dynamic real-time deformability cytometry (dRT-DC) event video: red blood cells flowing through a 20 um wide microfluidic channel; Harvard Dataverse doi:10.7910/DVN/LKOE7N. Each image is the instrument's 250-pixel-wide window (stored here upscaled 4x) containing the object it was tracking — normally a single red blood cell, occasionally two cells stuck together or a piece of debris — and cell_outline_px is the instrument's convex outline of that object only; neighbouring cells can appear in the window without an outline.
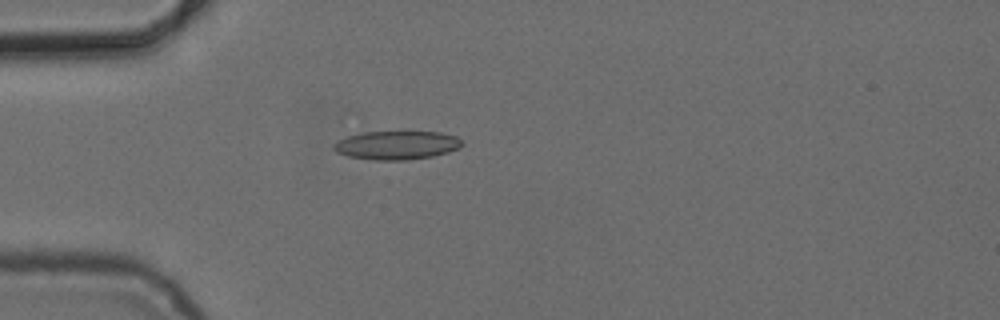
{"species": "common noctule bat (a hibernating species)", "species_latin": "Nyctalus noctula", "temperature_condition": "cold", "stored_images_in_passage": 4, "camera_frame_rate_fps": 3000, "um_per_image_px": 0.085, "animal": {"sex": "female", "body_mass_g": 24.6, "forearm_length_mm": 56.2}, "frame": {"image": 1, "passage_image": 4, "time_ms": 4.667, "image_size_px": [1000, 320], "cell_outline_px": [[464, 144], [460, 148], [448, 152], [432, 156], [408, 160], [372, 160], [348, 156], [336, 152], [332, 148], [332, 144], [336, 140], [348, 136], [364, 132], [404, 128], [440, 132], [456, 136]], "centroid_in_image_um": [33.72, 12.28], "position_along_channel_um": 51.3, "area_um2": 22.6}}